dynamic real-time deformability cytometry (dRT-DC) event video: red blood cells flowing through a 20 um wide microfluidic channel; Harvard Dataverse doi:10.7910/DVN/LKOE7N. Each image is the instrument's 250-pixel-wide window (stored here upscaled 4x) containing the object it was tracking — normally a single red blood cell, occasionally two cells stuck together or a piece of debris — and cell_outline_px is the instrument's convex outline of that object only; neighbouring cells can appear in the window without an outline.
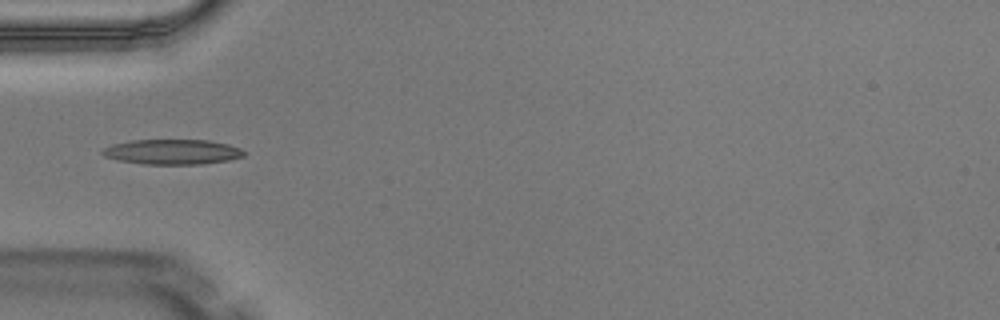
{"species": "Egyptian fruit bat (a non-hibernating species)", "species_latin": "Rousettus aegyptiacus", "temperature_condition": "warm", "stored_images_in_passage": 2, "camera_frame_rate_fps": 3000, "um_per_image_px": 0.085, "animal": {"sex": "male"}, "frame": {"image": 1, "passage_image": 1, "time_ms": 0.0, "image_size_px": [1000, 320], "cell_outline_px": [[244, 156], [228, 160], [204, 164], [144, 164], [116, 160], [104, 156], [100, 152], [104, 148], [112, 144], [132, 140], [208, 140], [228, 144], [240, 148], [244, 152]], "centroid_in_image_um": [14.62, 12.91], "position_along_channel_um": 70.4, "area_um2": 20.69}}